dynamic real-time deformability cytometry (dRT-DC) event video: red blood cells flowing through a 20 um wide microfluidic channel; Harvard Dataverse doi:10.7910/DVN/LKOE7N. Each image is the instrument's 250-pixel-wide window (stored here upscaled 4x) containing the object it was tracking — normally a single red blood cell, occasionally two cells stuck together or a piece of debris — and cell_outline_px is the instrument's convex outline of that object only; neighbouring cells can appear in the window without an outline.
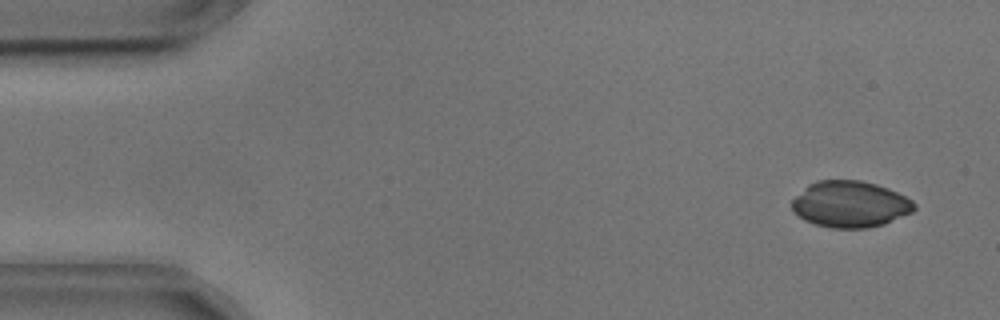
{"species": "common noctule bat (a hibernating species)", "species_latin": "Nyctalus noctula", "temperature_condition": "cold", "stored_images_in_passage": 54, "camera_frame_rate_fps": 3000, "um_per_image_px": 0.085, "animal": {"sex": "male", "body_mass_g": 17.9, "forearm_length_mm": 54.2}, "frame": {"image": 1, "passage_image": 3, "time_ms": 0.667, "image_size_px": [1000, 320], "cell_outline_px": [[916, 208], [912, 212], [884, 224], [868, 228], [832, 228], [816, 224], [804, 220], [792, 208], [792, 200], [808, 184], [816, 180], [860, 180], [876, 184], [888, 188], [912, 200], [916, 204]], "centroid_in_image_um": [72.27, 17.35], "position_along_channel_um": 12.7, "area_um2": 32.95}}
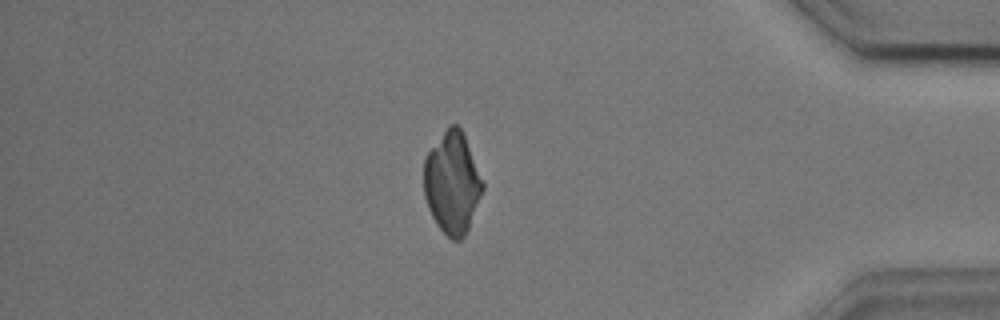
{"frame": {"image": 2, "passage_image": 46, "time_ms": 15.0, "image_size_px": [1000, 320], "cell_outline_px": [[484, 188], [468, 228], [464, 236], [460, 240], [452, 240], [436, 224], [428, 208], [424, 196], [424, 156], [448, 124], [456, 124], [460, 128], [464, 136], [484, 184]], "centroid_in_image_um": [38.41, 15.53], "position_along_channel_um": 396.8, "area_um2": 34.62}}
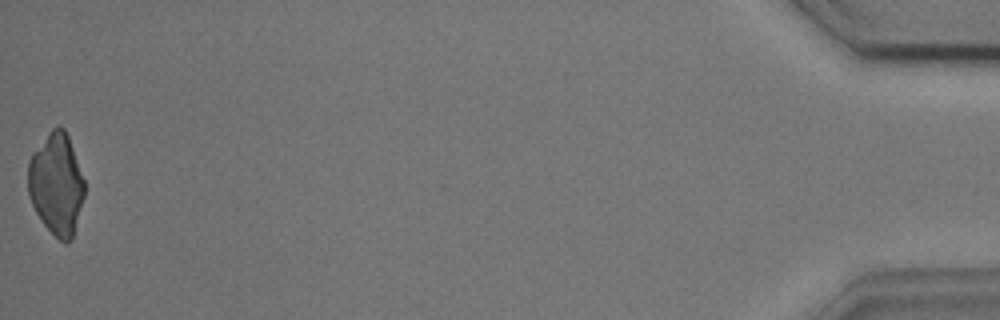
{"frame": {"image": 3, "passage_image": 54, "time_ms": 17.667, "image_size_px": [1000, 320], "cell_outline_px": [[84, 196], [72, 240], [64, 244], [44, 224], [36, 212], [32, 204], [28, 192], [28, 160], [32, 152], [48, 132], [52, 128], [60, 124], [64, 128], [68, 136], [84, 180]], "centroid_in_image_um": [4.78, 15.62], "position_along_channel_um": 430.4, "area_um2": 33.35}}